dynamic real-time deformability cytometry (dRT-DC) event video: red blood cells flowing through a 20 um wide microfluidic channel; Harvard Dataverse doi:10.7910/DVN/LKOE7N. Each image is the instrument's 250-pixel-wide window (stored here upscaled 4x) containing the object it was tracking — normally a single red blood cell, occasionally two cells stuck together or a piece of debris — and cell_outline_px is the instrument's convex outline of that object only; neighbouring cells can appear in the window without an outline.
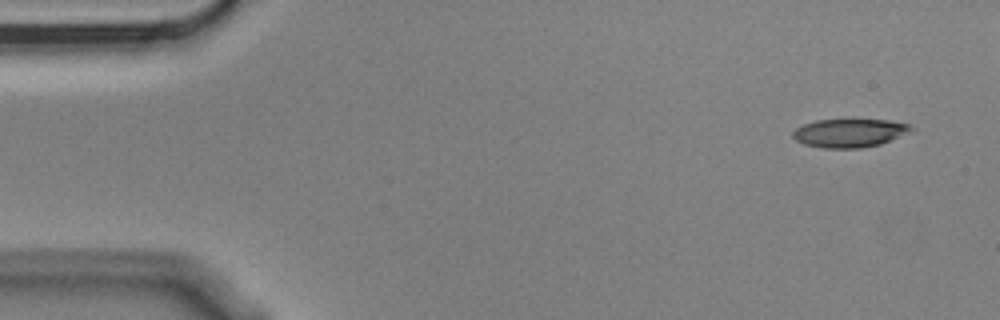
{"species": "Egyptian fruit bat (a non-hibernating species)", "species_latin": "Rousettus aegyptiacus", "temperature_condition": "cold", "stored_images_in_passage": 7, "camera_frame_rate_fps": 3000, "um_per_image_px": 0.085, "animal": {"sex": "male"}, "frame": {"image": 1, "passage_image": 1, "time_ms": 0.0, "image_size_px": [1000, 320], "cell_outline_px": [[916, 128], [908, 132], [880, 144], [860, 148], [820, 148], [804, 144], [796, 140], [792, 136], [792, 132], [796, 128], [804, 124], [816, 120], [888, 120], [908, 124]], "centroid_in_image_um": [72.17, 11.31], "position_along_channel_um": 12.8, "area_um2": 19.42}}
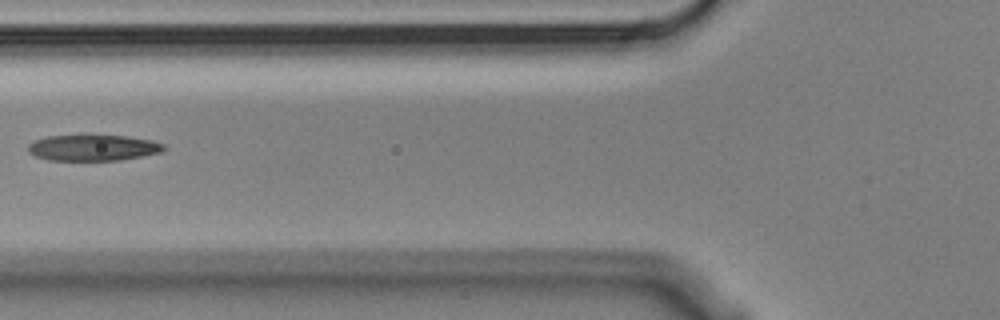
{"frame": {"image": 2, "passage_image": 6, "time_ms": 1.667, "image_size_px": [1000, 320], "cell_outline_px": [[168, 148], [160, 152], [120, 160], [48, 160], [36, 156], [28, 152], [28, 144], [36, 140], [48, 136], [128, 136], [152, 140], [164, 144]], "centroid_in_image_um": [7.93, 12.56], "position_along_channel_um": 117.9, "area_um2": 20.35}}
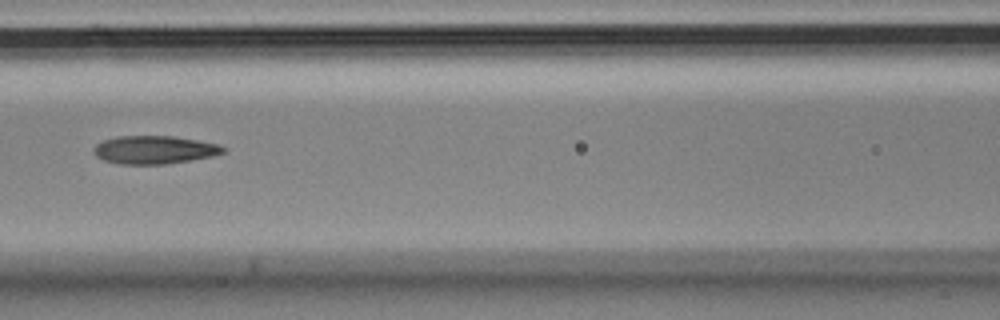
{"frame": {"image": 3, "passage_image": 7, "time_ms": 2.0, "image_size_px": [1000, 320], "cell_outline_px": [[228, 152], [212, 156], [192, 160], [168, 164], [120, 164], [104, 160], [96, 156], [92, 148], [96, 144], [104, 140], [116, 136], [172, 136], [220, 144], [228, 148]], "centroid_in_image_um": [13.17, 12.73], "position_along_channel_um": 153.4, "area_um2": 21.44}}